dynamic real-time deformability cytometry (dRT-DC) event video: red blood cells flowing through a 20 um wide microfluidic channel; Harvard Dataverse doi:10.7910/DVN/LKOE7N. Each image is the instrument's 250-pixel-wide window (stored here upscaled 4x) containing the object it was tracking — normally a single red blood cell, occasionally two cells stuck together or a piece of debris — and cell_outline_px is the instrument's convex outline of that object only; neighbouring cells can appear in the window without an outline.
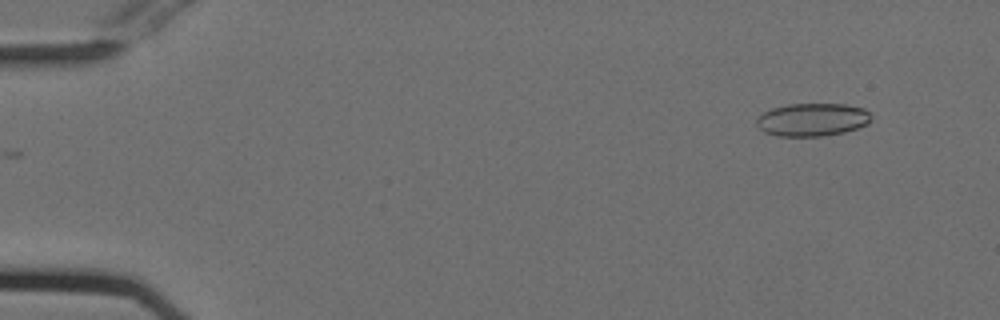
{"species": "Egyptian fruit bat (a non-hibernating species)", "species_latin": "Rousettus aegyptiacus", "temperature_condition": "cold", "stored_images_in_passage": 49, "camera_frame_rate_fps": 3000, "um_per_image_px": 0.085, "animal": {"sex": "female"}, "frame": {"image": 1, "passage_image": 1, "time_ms": 0.0, "image_size_px": [1000, 320], "cell_outline_px": [[872, 120], [868, 124], [844, 132], [824, 136], [776, 136], [764, 132], [756, 124], [756, 120], [764, 112], [772, 108], [788, 104], [844, 104], [864, 108], [868, 112]], "centroid_in_image_um": [69.05, 10.17], "position_along_channel_um": 15.9, "area_um2": 22.02}}
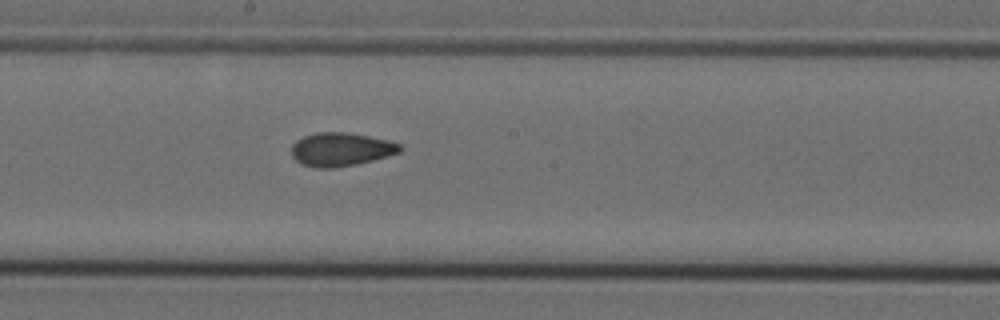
{"frame": {"image": 2, "passage_image": 26, "time_ms": 8.333, "image_size_px": [1000, 320], "cell_outline_px": [[404, 148], [400, 152], [388, 156], [356, 164], [332, 168], [316, 168], [300, 164], [292, 156], [292, 144], [296, 140], [304, 136], [316, 132], [348, 132], [388, 140], [400, 144]], "centroid_in_image_um": [28.97, 12.69], "position_along_channel_um": 219.2, "area_um2": 21.27}}
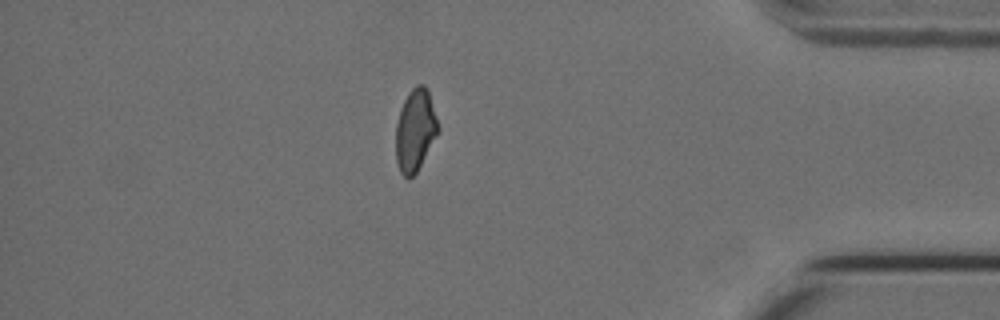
{"frame": {"image": 3, "passage_image": 43, "time_ms": 14.0, "image_size_px": [1000, 320], "cell_outline_px": [[440, 128], [436, 136], [416, 172], [408, 180], [400, 172], [396, 160], [396, 124], [400, 108], [408, 92], [416, 84], [424, 84], [428, 88]], "centroid_in_image_um": [35.29, 11.03], "position_along_channel_um": 399.9, "area_um2": 20.29}}